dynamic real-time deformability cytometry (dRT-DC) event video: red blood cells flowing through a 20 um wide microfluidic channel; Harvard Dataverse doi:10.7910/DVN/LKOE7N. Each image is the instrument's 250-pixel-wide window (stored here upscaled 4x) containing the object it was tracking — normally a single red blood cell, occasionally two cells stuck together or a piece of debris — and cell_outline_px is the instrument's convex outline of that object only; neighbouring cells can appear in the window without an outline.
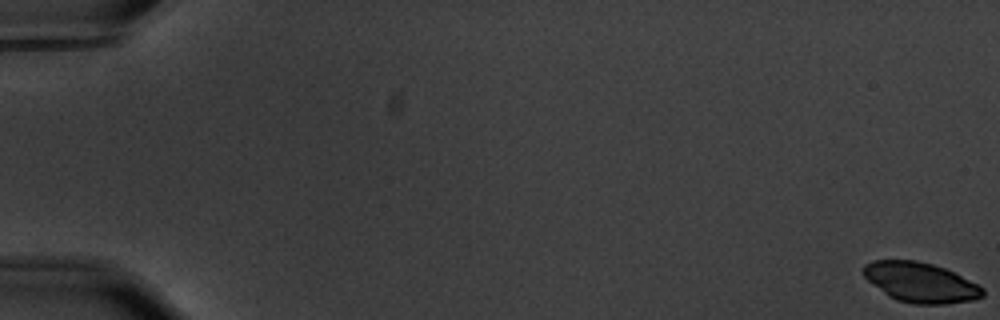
{"species": "common noctule bat (a hibernating species)", "species_latin": "Nyctalus noctula", "temperature_condition": "warm", "stored_images_in_passage": 59, "camera_frame_rate_fps": 3000, "um_per_image_px": 0.085, "animal": {"sex": "male", "body_mass_g": 20.1, "forearm_length_mm": 53.5}, "frame": {"image": 1, "passage_image": 1, "time_ms": 0.0, "image_size_px": [1000, 320], "cell_outline_px": [[984, 296], [972, 300], [944, 304], [912, 304], [896, 300], [888, 296], [868, 280], [864, 276], [864, 264], [872, 260], [916, 260], [932, 264], [944, 268], [980, 284], [984, 288]], "centroid_in_image_um": [78.27, 24.01], "position_along_channel_um": 6.7, "area_um2": 27.8}}